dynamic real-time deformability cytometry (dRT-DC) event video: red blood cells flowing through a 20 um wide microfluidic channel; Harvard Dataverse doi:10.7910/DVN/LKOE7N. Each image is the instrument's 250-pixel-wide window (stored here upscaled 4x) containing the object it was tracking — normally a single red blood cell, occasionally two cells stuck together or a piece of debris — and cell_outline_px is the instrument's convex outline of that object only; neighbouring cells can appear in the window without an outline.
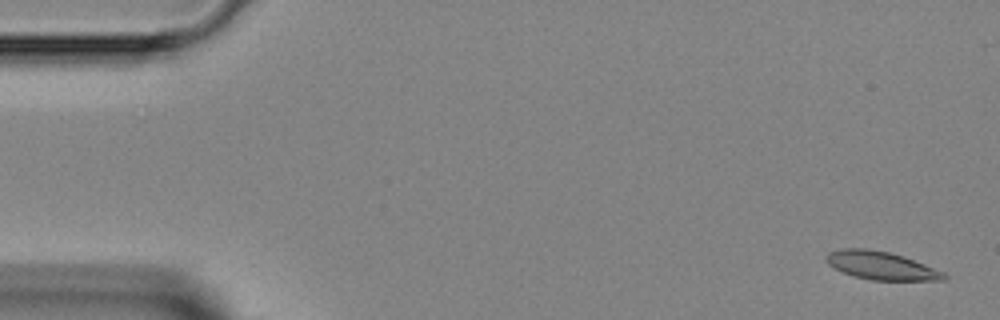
{"species": "Egyptian fruit bat (a non-hibernating species)", "species_latin": "Rousettus aegyptiacus", "temperature_condition": "room temperature", "stored_images_in_passage": 47, "camera_frame_rate_fps": 3000, "um_per_image_px": 0.085, "animal": {"sex": "female"}, "frame": {"image": 1, "passage_image": 2, "time_ms": 0.333, "image_size_px": [1000, 320], "cell_outline_px": [[948, 276], [944, 280], [872, 280], [856, 276], [844, 272], [828, 264], [824, 260], [824, 256], [828, 252], [844, 248], [868, 248], [888, 252], [912, 260], [944, 272]], "centroid_in_image_um": [74.85, 22.57], "position_along_channel_um": 10.1, "area_um2": 18.96}}
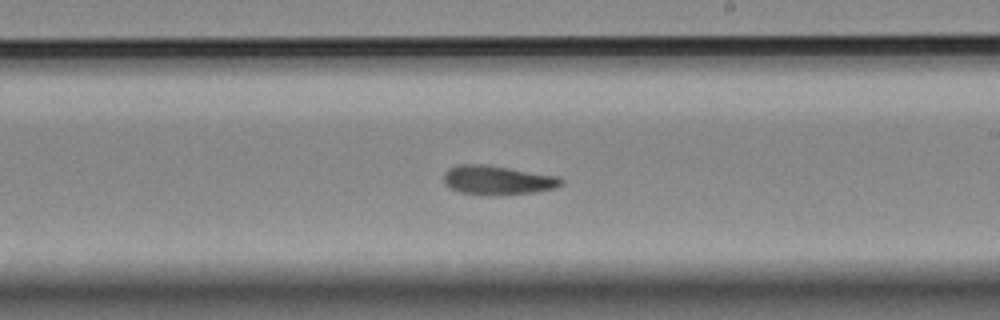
{"frame": {"image": 2, "passage_image": 27, "time_ms": 8.667, "image_size_px": [1000, 320], "cell_outline_px": [[564, 184], [556, 188], [536, 192], [500, 196], [496, 196], [460, 192], [448, 188], [444, 184], [444, 172], [448, 168], [456, 164], [484, 164], [560, 176], [564, 180]], "centroid_in_image_um": [42.31, 15.32], "position_along_channel_um": 246.7, "area_um2": 20.46}}
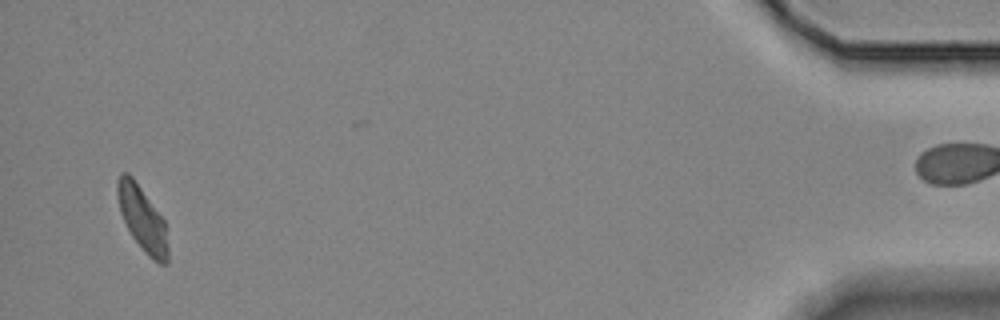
{"frame": {"image": 3, "passage_image": 45, "time_ms": 14.667, "image_size_px": [1000, 320], "cell_outline_px": [[168, 264], [160, 264], [152, 260], [144, 252], [132, 236], [120, 212], [116, 192], [116, 184], [120, 176], [124, 172], [128, 172], [132, 176], [164, 220], [168, 248]], "centroid_in_image_um": [12.1, 18.62], "position_along_channel_um": 423.1, "area_um2": 18.84}}